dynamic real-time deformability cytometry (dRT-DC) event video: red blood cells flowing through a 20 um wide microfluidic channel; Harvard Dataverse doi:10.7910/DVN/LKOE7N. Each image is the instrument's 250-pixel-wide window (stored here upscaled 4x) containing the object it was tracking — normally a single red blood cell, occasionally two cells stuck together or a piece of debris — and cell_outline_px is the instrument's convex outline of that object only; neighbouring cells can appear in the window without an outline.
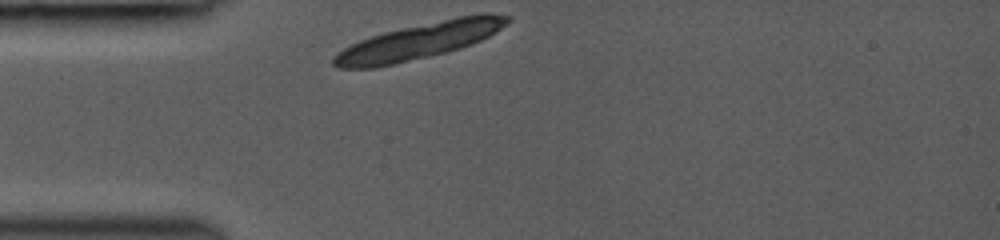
{"species": "common noctule bat (a hibernating species)", "species_latin": "Nyctalus noctula", "temperature_condition": "room temperature", "stored_images_in_passage": 28, "camera_frame_rate_fps": 3000, "um_per_image_px": 0.085, "animal": {"sex": "female", "body_mass_g": 19.0, "forearm_length_mm": 53.3}, "frame": {"image": 1, "passage_image": 1, "time_ms": 0.0, "image_size_px": [1000, 240], "cell_outline_px": [[512, 20], [508, 24], [496, 32], [472, 44], [460, 48], [428, 56], [376, 68], [340, 68], [332, 64], [332, 56], [344, 48], [360, 40], [384, 32], [460, 16], [480, 12], [488, 12], [512, 16]], "centroid_in_image_um": [35.68, 3.47], "position_along_channel_um": 49.3, "area_um2": 36.3}, "authors_computed_cell_mechanics": {"area_um2": 19.6231, "velocity_mm_per_s": 4.159, "shape_relaxation_time_tau1_ms": 1.5191, "shape_relaxation_time_tau2_ms": null, "deformation_change_tau1": 0.07, "deformation_change_tau2": null}}